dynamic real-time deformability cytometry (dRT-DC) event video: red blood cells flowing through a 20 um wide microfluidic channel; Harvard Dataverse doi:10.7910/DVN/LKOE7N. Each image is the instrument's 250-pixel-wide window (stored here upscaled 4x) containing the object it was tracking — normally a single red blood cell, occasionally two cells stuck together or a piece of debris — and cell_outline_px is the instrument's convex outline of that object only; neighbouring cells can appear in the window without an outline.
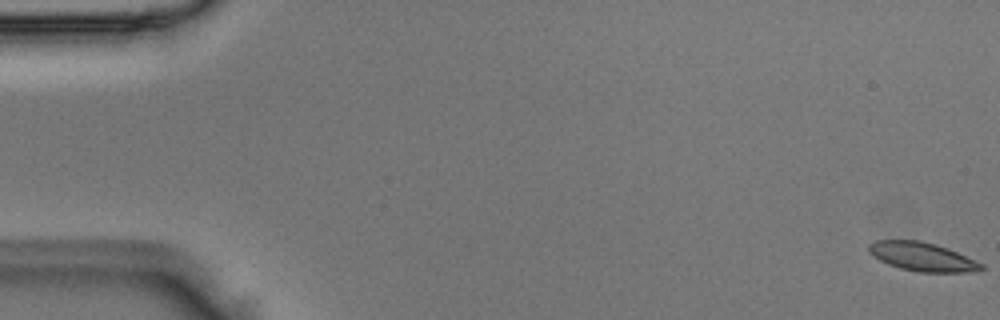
{"species": "Egyptian fruit bat (a non-hibernating species)", "species_latin": "Rousettus aegyptiacus", "temperature_condition": "room temperature", "stored_images_in_passage": 51, "camera_frame_rate_fps": 3000, "um_per_image_px": 0.085, "animal": {"sex": "male"}, "frame": {"image": 1, "passage_image": 1, "time_ms": 0.0, "image_size_px": [1000, 320], "cell_outline_px": [[984, 268], [964, 272], [916, 272], [900, 268], [888, 264], [872, 256], [868, 252], [868, 244], [876, 240], [920, 240], [948, 248], [984, 264]], "centroid_in_image_um": [78.34, 21.81], "position_along_channel_um": 6.7, "area_um2": 18.79}}
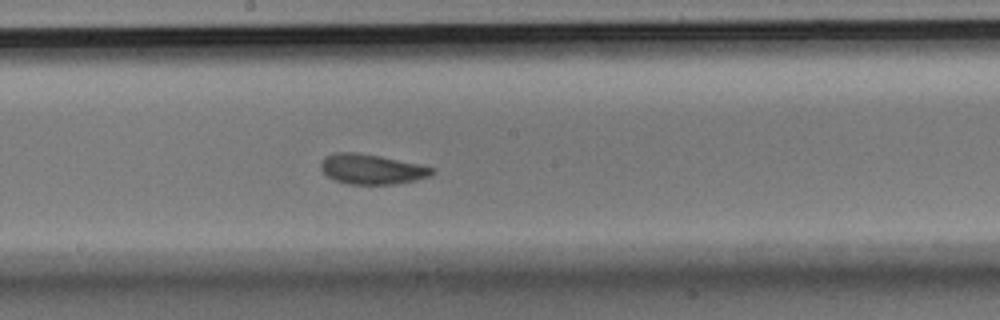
{"frame": {"image": 2, "passage_image": 28, "time_ms": 9.0, "image_size_px": [1000, 320], "cell_outline_px": [[436, 172], [432, 176], [416, 180], [396, 184], [348, 184], [336, 180], [328, 176], [320, 168], [320, 160], [324, 156], [336, 152], [356, 152], [380, 156], [420, 164], [436, 168]], "centroid_in_image_um": [31.63, 14.37], "position_along_channel_um": 216.6, "area_um2": 19.71}}
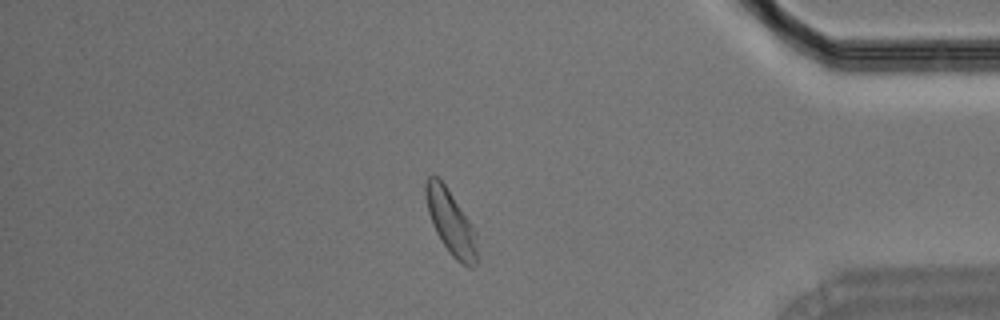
{"frame": {"image": 3, "passage_image": 44, "time_ms": 14.333, "image_size_px": [1000, 320], "cell_outline_px": [[476, 264], [472, 268], [468, 268], [456, 260], [448, 252], [440, 240], [432, 224], [428, 212], [424, 192], [424, 184], [428, 176], [436, 176], [444, 184], [476, 232]], "centroid_in_image_um": [38.29, 18.93], "position_along_channel_um": 396.9, "area_um2": 19.02}}